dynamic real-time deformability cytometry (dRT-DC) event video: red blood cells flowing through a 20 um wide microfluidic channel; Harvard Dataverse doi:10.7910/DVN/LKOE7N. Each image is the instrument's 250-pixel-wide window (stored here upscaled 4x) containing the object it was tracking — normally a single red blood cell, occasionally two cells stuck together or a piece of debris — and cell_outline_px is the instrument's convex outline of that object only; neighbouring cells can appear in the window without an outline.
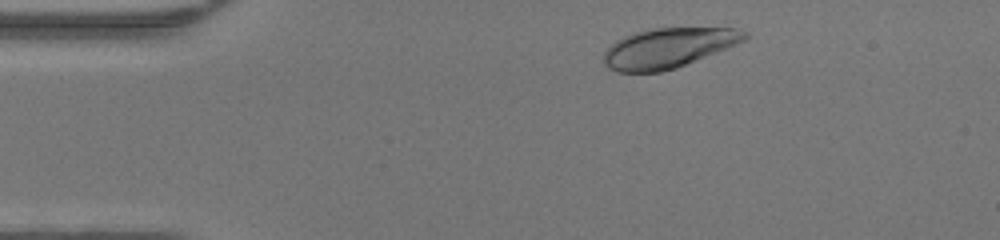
{"species": "human", "species_latin": "Homo sapiens", "temperature_condition": "warm", "stored_images_in_passage": 43, "camera_frame_rate_fps": 3000, "um_per_image_px": 0.085, "donor": {"sex": "female"}, "frame": {"image": 1, "passage_image": 3, "time_ms": 0.667, "image_size_px": [1000, 240], "cell_outline_px": [[748, 36], [744, 40], [716, 52], [676, 68], [660, 72], [616, 72], [608, 68], [604, 64], [604, 52], [616, 40], [624, 36], [636, 32], [652, 28], [736, 28], [748, 32]], "centroid_in_image_um": [56.77, 4.08], "position_along_channel_um": 28.2, "area_um2": 32.48}}
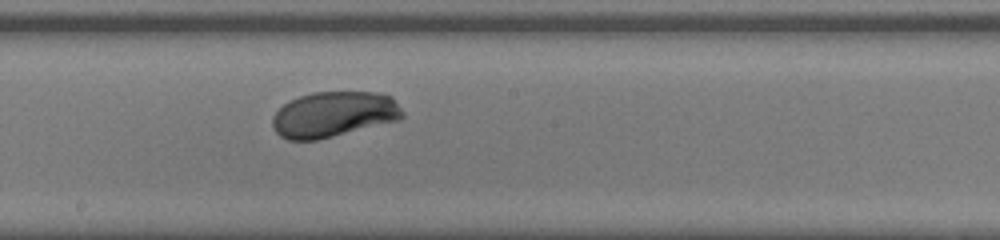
{"frame": {"image": 2, "passage_image": 21, "time_ms": 6.667, "image_size_px": [1000, 240], "cell_outline_px": [[404, 116], [400, 120], [316, 140], [288, 140], [280, 136], [272, 128], [272, 116], [284, 104], [300, 96], [312, 92], [376, 92], [392, 96], [404, 112]], "centroid_in_image_um": [28.38, 9.72], "position_along_channel_um": 219.8, "area_um2": 34.56}}
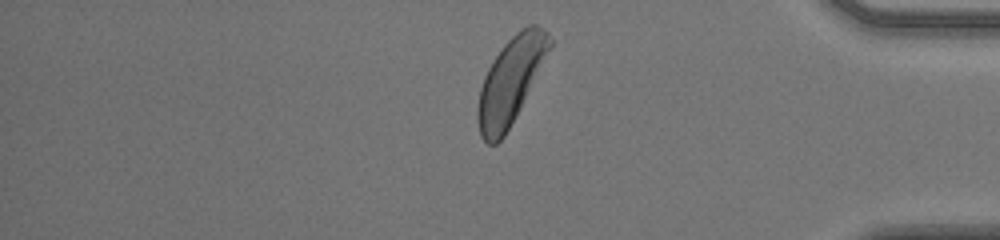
{"frame": {"image": 3, "passage_image": 35, "time_ms": 11.333, "image_size_px": [1000, 240], "cell_outline_px": [[552, 44], [520, 108], [504, 136], [496, 144], [488, 144], [480, 136], [476, 120], [476, 108], [480, 88], [484, 76], [492, 60], [504, 44], [516, 32], [528, 24], [536, 24], [548, 32], [552, 40]], "centroid_in_image_um": [43.36, 6.88], "position_along_channel_um": 391.8, "area_um2": 35.66}, "authors_computed_cell_mechanics": {"area_um2": 34.7378, "velocity_mm_per_s": 4.2744, "shape_relaxation_time_tau1_ms": 1.5817, "shape_relaxation_time_tau2_ms": null, "deformation_change_tau1": 0.1287, "deformation_change_tau2": null}}